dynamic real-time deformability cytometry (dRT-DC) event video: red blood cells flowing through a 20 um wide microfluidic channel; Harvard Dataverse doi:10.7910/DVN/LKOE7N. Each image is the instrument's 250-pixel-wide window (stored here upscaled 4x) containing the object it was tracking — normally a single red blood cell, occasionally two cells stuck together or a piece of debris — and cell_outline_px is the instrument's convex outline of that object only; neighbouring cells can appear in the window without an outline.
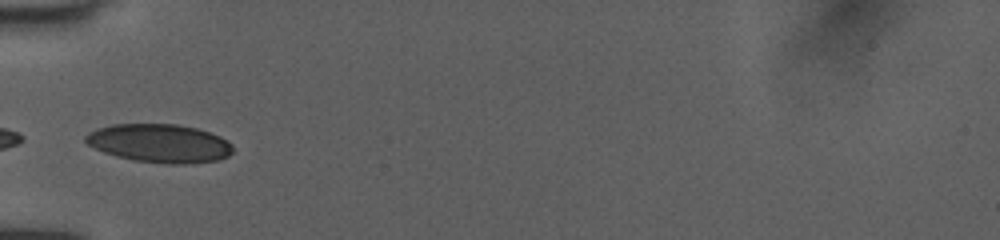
{"species": "human", "species_latin": "Homo sapiens", "temperature_condition": "room temperature", "stored_images_in_passage": 9, "segment_of_instrument_passage": [2, 2], "camera_frame_rate_fps": 3000, "um_per_image_px": 0.085, "donor": {"sex": "female"}, "frame": {"image": 1, "passage_image": 8, "time_ms": 2.333, "image_size_px": [1000, 240], "cell_outline_px": [[232, 152], [228, 156], [216, 160], [184, 164], [168, 164], [132, 160], [116, 156], [104, 152], [88, 144], [84, 140], [84, 136], [88, 132], [96, 128], [112, 124], [176, 124], [196, 128], [220, 136], [232, 144]], "centroid_in_image_um": [13.53, 12.17], "position_along_channel_um": 71.5, "area_um2": 33.0}}